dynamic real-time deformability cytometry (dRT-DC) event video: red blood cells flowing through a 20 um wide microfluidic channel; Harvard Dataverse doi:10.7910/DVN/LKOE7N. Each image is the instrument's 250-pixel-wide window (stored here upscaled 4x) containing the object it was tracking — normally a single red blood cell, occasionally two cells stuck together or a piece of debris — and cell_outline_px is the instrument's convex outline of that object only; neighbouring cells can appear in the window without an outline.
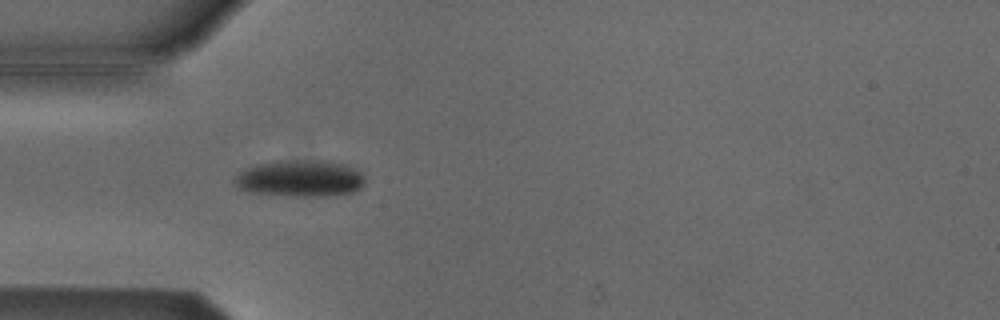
{"species": "Egyptian fruit bat (a non-hibernating species)", "species_latin": "Rousettus aegyptiacus", "temperature_condition": "cold", "stored_images_in_passage": 1, "camera_frame_rate_fps": 3000, "um_per_image_px": 0.085, "animal": {"sex": "male"}, "frame": {"image": 1, "passage_image": 1, "time_ms": 0.0, "image_size_px": [1000, 320], "cell_outline_px": [[364, 184], [360, 188], [352, 192], [328, 196], [296, 196], [248, 192], [240, 188], [232, 180], [240, 172], [248, 168], [260, 164], [280, 160], [328, 160], [348, 164], [360, 172], [364, 176]], "centroid_in_image_um": [25.56, 15.16], "position_along_channel_um": 59.4, "area_um2": 27.92}}